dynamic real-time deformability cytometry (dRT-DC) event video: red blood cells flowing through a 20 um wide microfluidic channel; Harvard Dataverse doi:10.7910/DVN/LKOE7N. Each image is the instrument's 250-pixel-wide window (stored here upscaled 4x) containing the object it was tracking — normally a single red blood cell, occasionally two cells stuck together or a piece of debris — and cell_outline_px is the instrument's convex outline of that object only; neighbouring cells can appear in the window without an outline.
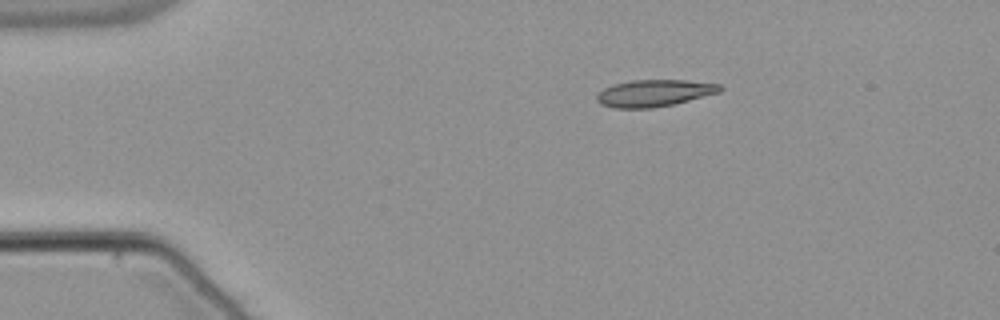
{"species": "common noctule bat (a hibernating species)", "species_latin": "Nyctalus noctula", "temperature_condition": "warm", "stored_images_in_passage": 45, "camera_frame_rate_fps": 3000, "um_per_image_px": 0.085, "animal": {"sex": "male", "body_mass_g": 21.5, "forearm_length_mm": 52.0}, "frame": {"image": 1, "passage_image": 1, "time_ms": 0.0, "image_size_px": [1000, 320], "cell_outline_px": [[724, 88], [720, 92], [672, 104], [652, 108], [616, 108], [600, 104], [596, 100], [596, 92], [612, 84], [632, 80], [684, 80], [720, 84]], "centroid_in_image_um": [55.56, 7.91], "position_along_channel_um": 29.4, "area_um2": 19.31}}
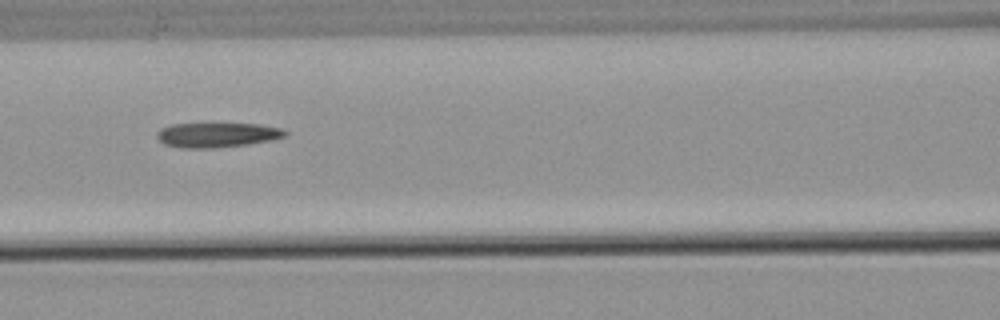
{"frame": {"image": 2, "passage_image": 15, "time_ms": 4.667, "image_size_px": [1000, 320], "cell_outline_px": [[288, 132], [284, 136], [272, 140], [248, 144], [212, 148], [180, 148], [164, 144], [156, 136], [156, 132], [160, 128], [172, 124], [260, 124], [280, 128]], "centroid_in_image_um": [18.42, 11.47], "position_along_channel_um": 148.2, "area_um2": 18.38}}
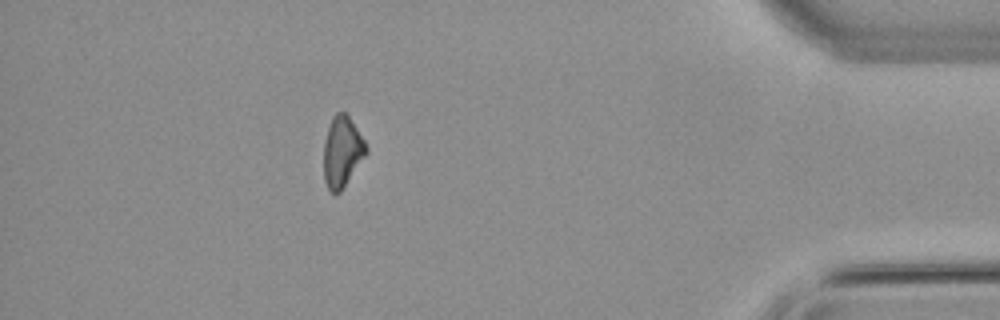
{"frame": {"image": 3, "passage_image": 39, "time_ms": 12.667, "image_size_px": [1000, 320], "cell_outline_px": [[368, 152], [340, 192], [332, 192], [328, 188], [324, 180], [324, 140], [332, 116], [336, 112], [344, 112], [348, 116], [364, 140], [368, 148]], "centroid_in_image_um": [29.08, 12.88], "position_along_channel_um": 406.1, "area_um2": 17.28}}